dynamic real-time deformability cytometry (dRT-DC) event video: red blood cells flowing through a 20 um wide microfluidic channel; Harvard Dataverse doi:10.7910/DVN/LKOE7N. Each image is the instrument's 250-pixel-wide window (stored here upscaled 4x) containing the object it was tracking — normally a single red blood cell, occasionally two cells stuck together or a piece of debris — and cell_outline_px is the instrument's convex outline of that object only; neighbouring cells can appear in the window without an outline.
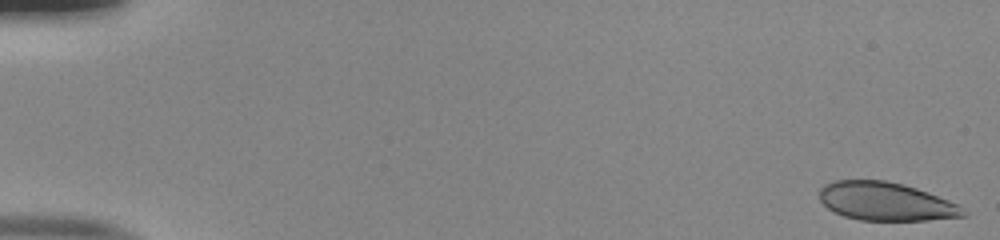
{"species": "human", "species_latin": "Homo sapiens", "temperature_condition": "room temperature", "stored_images_in_passage": 14, "camera_frame_rate_fps": 3000, "um_per_image_px": 0.085, "donor": {"sex": "male"}, "frame": {"image": 1, "passage_image": 1, "time_ms": 0.0, "image_size_px": [1000, 240], "cell_outline_px": [[968, 216], [928, 220], [860, 220], [844, 216], [828, 208], [820, 200], [820, 188], [824, 184], [836, 180], [884, 180], [916, 188], [948, 200], [956, 204], [968, 212]], "centroid_in_image_um": [75.29, 17.13], "position_along_channel_um": 9.7, "area_um2": 31.91}}